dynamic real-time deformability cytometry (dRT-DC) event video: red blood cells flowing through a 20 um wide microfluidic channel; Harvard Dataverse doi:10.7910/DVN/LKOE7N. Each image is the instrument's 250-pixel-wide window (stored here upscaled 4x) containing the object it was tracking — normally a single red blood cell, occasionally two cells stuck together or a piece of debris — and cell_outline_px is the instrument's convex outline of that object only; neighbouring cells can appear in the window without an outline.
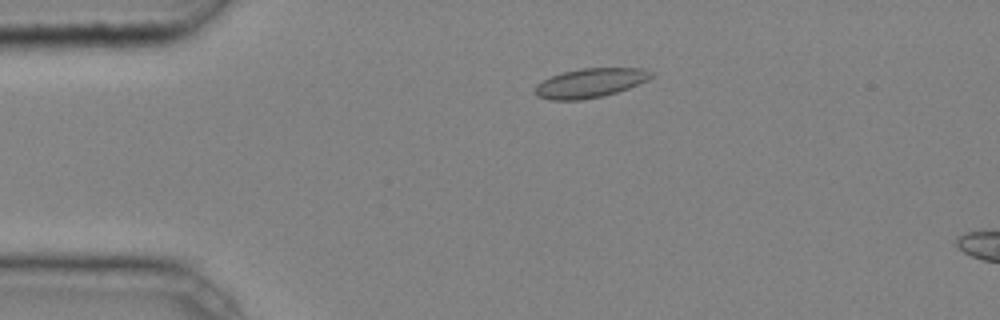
{"species": "common noctule bat (a hibernating species)", "species_latin": "Nyctalus noctula", "temperature_condition": "cold", "stored_images_in_passage": 4, "segment_of_instrument_passage": [1, 2], "camera_frame_rate_fps": 3000, "um_per_image_px": 0.085, "animal": {"sex": "male", "body_mass_g": 20.4}, "frame": {"image": 1, "passage_image": 2, "time_ms": 0.333, "image_size_px": [1000, 320], "cell_outline_px": [[652, 76], [648, 80], [628, 88], [616, 92], [600, 96], [580, 100], [548, 100], [536, 96], [532, 92], [536, 84], [552, 76], [564, 72], [580, 68], [640, 68], [652, 72]], "centroid_in_image_um": [50.11, 7.06], "position_along_channel_um": 34.9, "area_um2": 19.71}}